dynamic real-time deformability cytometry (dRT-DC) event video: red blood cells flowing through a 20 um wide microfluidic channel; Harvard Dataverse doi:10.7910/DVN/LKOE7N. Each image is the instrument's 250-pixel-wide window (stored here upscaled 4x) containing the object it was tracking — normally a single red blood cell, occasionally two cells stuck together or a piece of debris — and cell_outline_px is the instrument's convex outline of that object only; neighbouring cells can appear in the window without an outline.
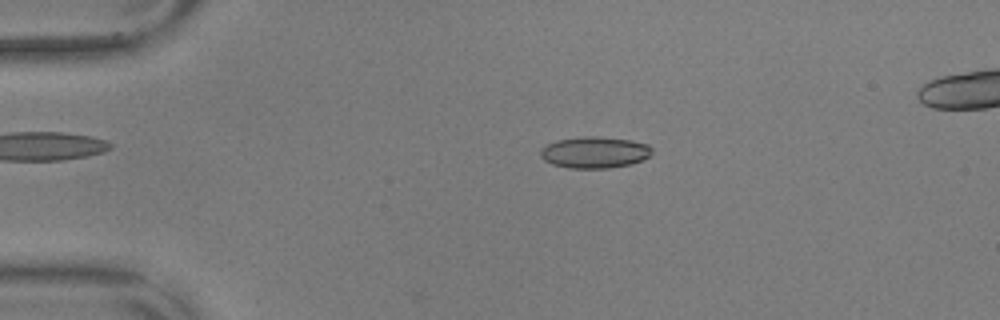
{"species": "common noctule bat (a hibernating species)", "species_latin": "Nyctalus noctula", "temperature_condition": "warm", "stored_images_in_passage": 51, "camera_frame_rate_fps": 3000, "um_per_image_px": 0.085, "animal": {"sex": "male", "body_mass_g": 17.9, "forearm_length_mm": 54.2}, "frame": {"image": 1, "passage_image": 12, "time_ms": 3.667, "image_size_px": [1000, 320], "cell_outline_px": [[652, 152], [644, 160], [632, 164], [608, 168], [568, 168], [552, 164], [544, 160], [540, 156], [540, 148], [556, 140], [584, 136], [596, 136], [632, 140], [648, 144], [652, 148]], "centroid_in_image_um": [50.54, 12.95], "position_along_channel_um": 34.5, "area_um2": 20.63}}
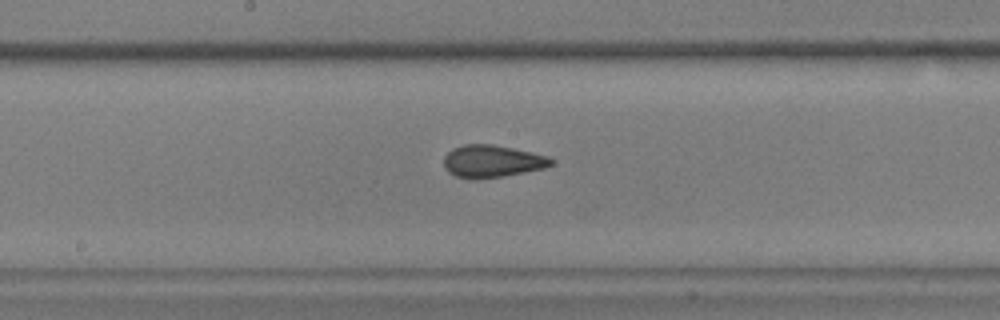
{"frame": {"image": 2, "passage_image": 30, "time_ms": 9.667, "image_size_px": [1000, 320], "cell_outline_px": [[552, 164], [544, 168], [504, 176], [476, 180], [472, 180], [456, 176], [448, 172], [444, 168], [444, 156], [452, 148], [464, 144], [492, 144], [532, 152], [548, 156], [552, 160]], "centroid_in_image_um": [41.78, 13.71], "position_along_channel_um": 206.4, "area_um2": 20.35}}
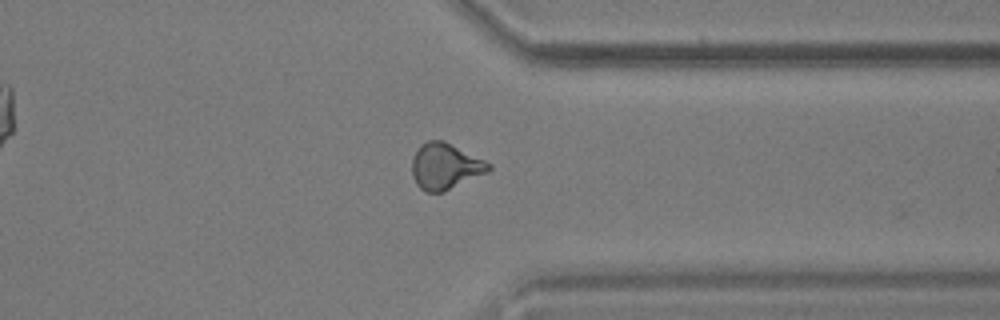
{"frame": {"image": 3, "passage_image": 44, "time_ms": 14.333, "image_size_px": [1000, 320], "cell_outline_px": [[492, 168], [488, 172], [444, 192], [424, 192], [416, 184], [412, 176], [412, 160], [420, 144], [428, 140], [444, 140], [492, 164]], "centroid_in_image_um": [37.84, 14.14], "position_along_channel_um": 373.6, "area_um2": 20.69}, "authors_computed_cell_mechanics": {"area_um2": 19.7676, "velocity_mm_per_s": 3.6181, "shape_relaxation_time_tau1_ms": 5.1274, "shape_relaxation_time_tau2_ms": 1.4805, "deformation_change_tau1": 0.1286, "deformation_change_tau2": 0.0703}}